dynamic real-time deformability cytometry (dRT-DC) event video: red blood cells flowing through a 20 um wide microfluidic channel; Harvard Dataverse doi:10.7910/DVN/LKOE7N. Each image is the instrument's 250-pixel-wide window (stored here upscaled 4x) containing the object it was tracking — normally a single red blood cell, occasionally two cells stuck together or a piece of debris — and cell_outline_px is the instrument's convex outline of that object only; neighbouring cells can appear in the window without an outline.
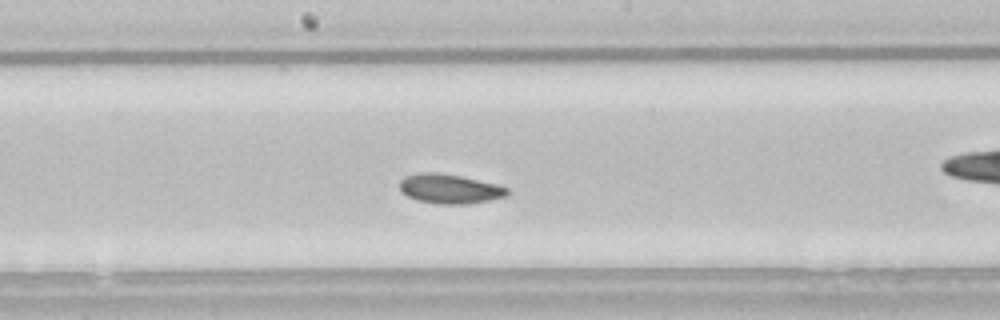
{"species": "common noctule bat (a hibernating species)", "species_latin": "Nyctalus noctula", "temperature_condition": "room temperature", "stored_images_in_passage": 38, "camera_frame_rate_fps": 3000, "um_per_image_px": 0.085, "animal": {"sex": "male", "body_mass_g": 21.5, "forearm_length_mm": 52.0}, "frame": {"image": 1, "passage_image": 12, "time_ms": 3.667, "image_size_px": [1000, 320], "cell_outline_px": [[508, 196], [468, 204], [436, 204], [416, 200], [408, 196], [400, 188], [400, 180], [404, 176], [416, 172], [436, 172], [460, 176], [496, 184], [508, 188]], "centroid_in_image_um": [38.2, 16.04], "position_along_channel_um": 210.0, "area_um2": 18.5}, "authors_computed_cell_mechanics": {"area_um2": 18.2937, "velocity_mm_per_s": 3.7629, "shape_relaxation_time_tau1_ms": 4.1298, "shape_relaxation_time_tau2_ms": 2.7556, "deformation_change_tau1": 0.0862, "deformation_change_tau2": 0.0641}}